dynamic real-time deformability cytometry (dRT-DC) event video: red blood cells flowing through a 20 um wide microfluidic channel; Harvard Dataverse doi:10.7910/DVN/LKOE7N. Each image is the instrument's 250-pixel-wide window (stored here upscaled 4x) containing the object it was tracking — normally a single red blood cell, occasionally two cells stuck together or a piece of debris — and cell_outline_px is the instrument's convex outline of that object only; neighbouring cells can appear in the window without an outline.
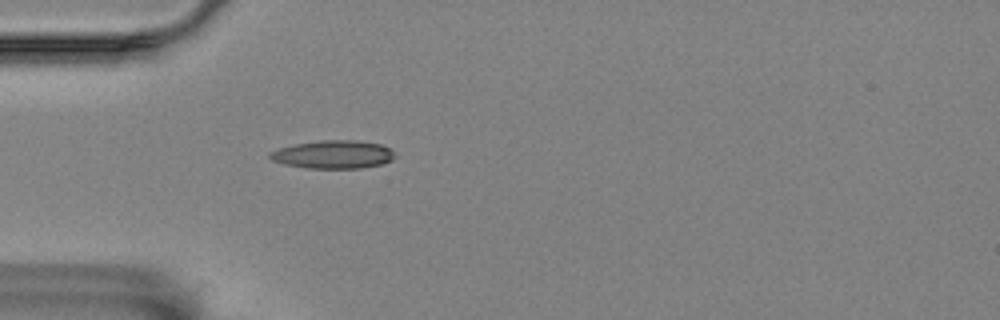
{"species": "Egyptian fruit bat (a non-hibernating species)", "species_latin": "Rousettus aegyptiacus", "temperature_condition": "room temperature", "stored_images_in_passage": 4, "camera_frame_rate_fps": 3000, "um_per_image_px": 0.085, "animal": {"sex": "female"}, "frame": {"image": 1, "passage_image": 4, "time_ms": 3.667, "image_size_px": [1000, 320], "cell_outline_px": [[396, 156], [392, 160], [380, 164], [360, 168], [308, 168], [284, 164], [272, 160], [268, 156], [268, 152], [280, 148], [296, 144], [320, 140], [356, 140], [380, 144], [388, 148]], "centroid_in_image_um": [28.3, 13.13], "position_along_channel_um": 56.7, "area_um2": 20.35}}